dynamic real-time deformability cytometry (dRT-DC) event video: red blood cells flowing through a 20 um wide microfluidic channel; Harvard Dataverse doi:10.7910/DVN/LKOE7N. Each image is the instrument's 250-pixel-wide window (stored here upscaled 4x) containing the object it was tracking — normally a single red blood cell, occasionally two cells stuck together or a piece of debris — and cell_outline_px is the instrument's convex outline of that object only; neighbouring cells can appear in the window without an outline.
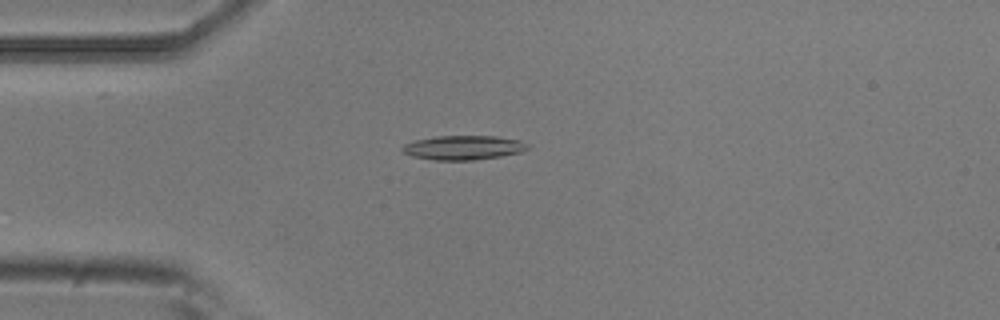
{"species": "common noctule bat (a hibernating species)", "species_latin": "Nyctalus noctula", "temperature_condition": "room temperature", "stored_images_in_passage": 5, "camera_frame_rate_fps": 3000, "um_per_image_px": 0.085, "animal": {"sex": "male", "body_mass_g": 20.5, "forearm_length_mm": 52.5}, "frame": {"image": 1, "passage_image": 4, "time_ms": 1.0, "image_size_px": [1000, 320], "cell_outline_px": [[528, 148], [520, 152], [500, 156], [476, 160], [432, 160], [412, 156], [400, 152], [400, 148], [404, 144], [412, 140], [436, 136], [496, 136], [520, 140], [528, 144]], "centroid_in_image_um": [39.31, 12.54], "position_along_channel_um": 45.7, "area_um2": 17.92}}